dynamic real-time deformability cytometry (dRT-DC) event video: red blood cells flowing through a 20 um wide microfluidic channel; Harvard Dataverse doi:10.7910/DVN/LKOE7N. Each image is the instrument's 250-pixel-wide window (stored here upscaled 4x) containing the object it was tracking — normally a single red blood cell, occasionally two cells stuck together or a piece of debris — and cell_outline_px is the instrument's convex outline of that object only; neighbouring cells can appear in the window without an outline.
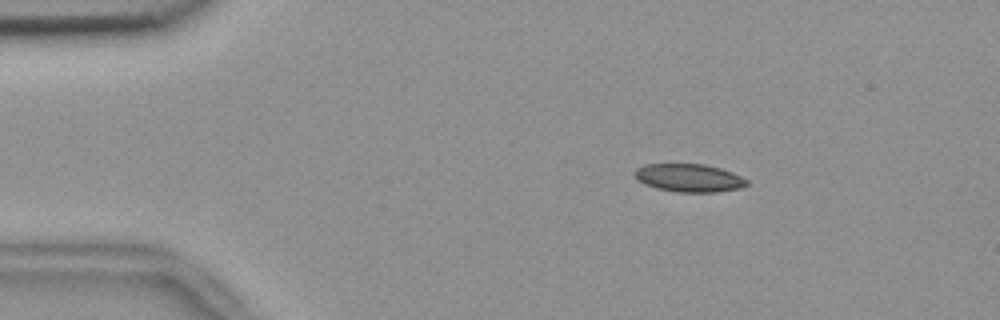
{"species": "common noctule bat (a hibernating species)", "species_latin": "Nyctalus noctula", "temperature_condition": "room temperature", "stored_images_in_passage": 55, "camera_frame_rate_fps": 3000, "um_per_image_px": 0.085, "animal": {"sex": "female", "body_mass_g": 18.4}, "frame": {"image": 1, "passage_image": 9, "time_ms": 2.667, "image_size_px": [1000, 320], "cell_outline_px": [[748, 184], [740, 188], [716, 192], [676, 192], [656, 188], [644, 184], [636, 180], [636, 168], [644, 164], [704, 164], [720, 168], [732, 172], [748, 180]], "centroid_in_image_um": [58.56, 15.12], "position_along_channel_um": 26.4, "area_um2": 18.32}}
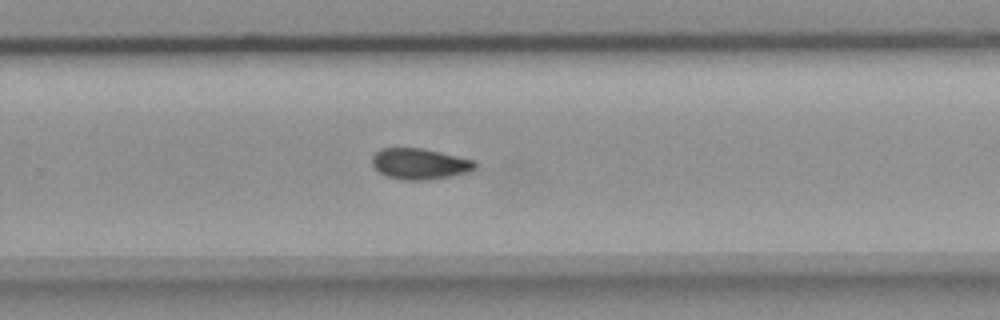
{"frame": {"image": 2, "passage_image": 36, "time_ms": 11.667, "image_size_px": [1000, 320], "cell_outline_px": [[476, 168], [468, 172], [428, 180], [400, 180], [384, 176], [372, 164], [372, 156], [380, 148], [420, 148], [440, 152], [472, 160], [476, 164]], "centroid_in_image_um": [35.62, 13.93], "position_along_channel_um": 294.2, "area_um2": 18.44}}
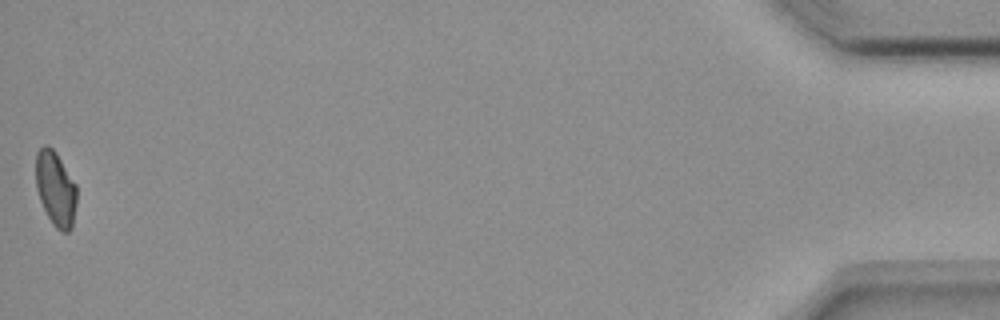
{"frame": {"image": 3, "passage_image": 55, "time_ms": 18.0, "image_size_px": [1000, 320], "cell_outline_px": [[76, 204], [72, 228], [68, 232], [60, 232], [52, 224], [40, 200], [36, 188], [36, 152], [44, 144], [48, 144], [56, 152], [76, 184]], "centroid_in_image_um": [4.72, 16.04], "position_along_channel_um": 430.5, "area_um2": 17.92}, "authors_computed_cell_mechanics": {"area_um2": 18.4382, "velocity_mm_per_s": 3.6718, "shape_relaxation_time_tau1_ms": null, "shape_relaxation_time_tau2_ms": 6.5816, "deformation_change_tau1": null, "deformation_change_tau2": 0.1034}}